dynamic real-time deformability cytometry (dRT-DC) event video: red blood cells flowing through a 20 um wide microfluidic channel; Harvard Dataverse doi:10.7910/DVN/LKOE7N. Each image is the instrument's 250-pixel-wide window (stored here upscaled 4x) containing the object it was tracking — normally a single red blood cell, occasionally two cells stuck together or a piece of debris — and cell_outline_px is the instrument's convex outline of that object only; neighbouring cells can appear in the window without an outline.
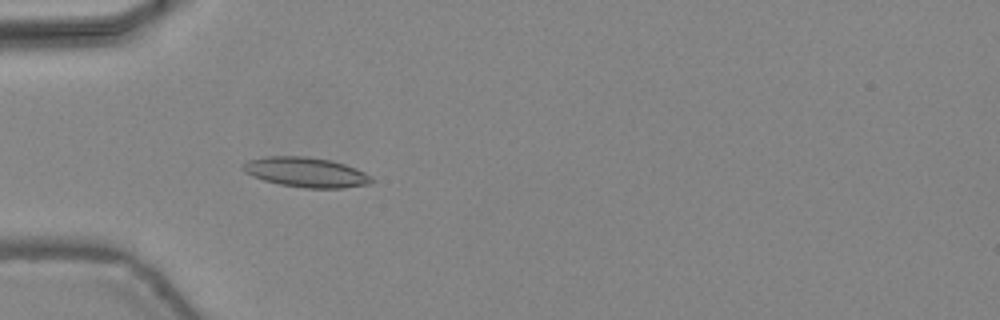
{"species": "common noctule bat (a hibernating species)", "species_latin": "Nyctalus noctula", "temperature_condition": "warm", "stored_images_in_passage": 34, "camera_frame_rate_fps": 3000, "um_per_image_px": 0.085, "animal": {"sex": "female", "body_mass_g": 24.6, "forearm_length_mm": 56.2}, "frame": {"image": 1, "passage_image": 2, "time_ms": 0.333, "image_size_px": [1000, 320], "cell_outline_px": [[376, 180], [368, 184], [344, 188], [304, 188], [280, 184], [264, 180], [252, 176], [244, 172], [240, 168], [248, 160], [264, 156], [308, 156], [332, 160], [356, 168], [372, 176]], "centroid_in_image_um": [26.02, 14.63], "position_along_channel_um": 59.0, "area_um2": 22.6}}
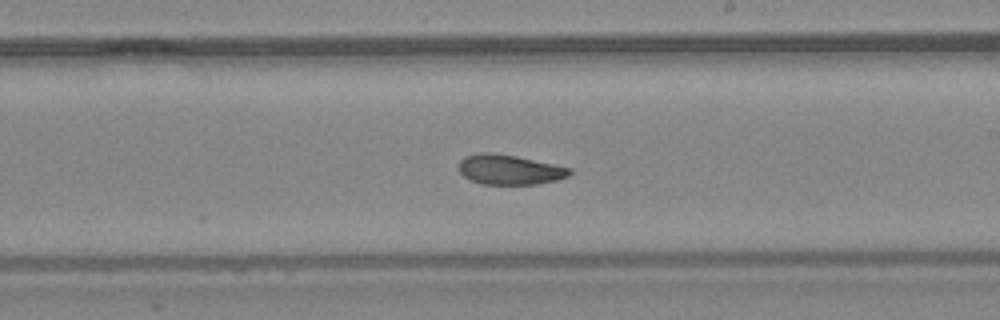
{"frame": {"image": 2, "passage_image": 15, "time_ms": 4.667, "image_size_px": [1000, 320], "cell_outline_px": [[572, 172], [568, 176], [556, 180], [536, 184], [480, 184], [464, 176], [460, 172], [460, 160], [464, 156], [480, 152], [492, 152], [516, 156], [572, 168]], "centroid_in_image_um": [43.31, 14.41], "position_along_channel_um": 245.7, "area_um2": 19.25}}
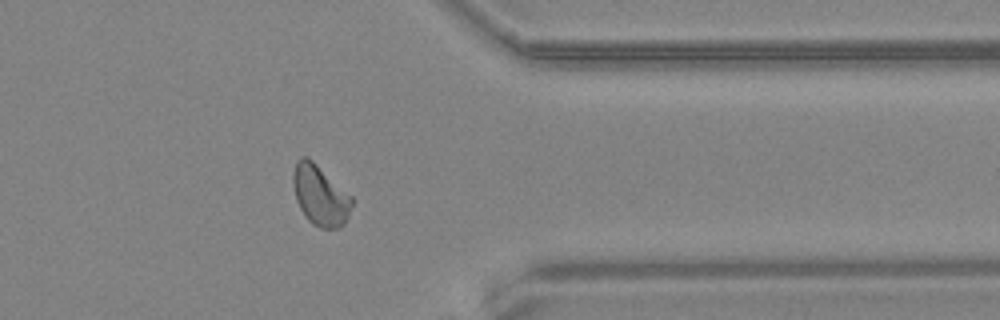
{"frame": {"image": 3, "passage_image": 25, "time_ms": 8.0, "image_size_px": [1000, 320], "cell_outline_px": [[356, 200], [344, 224], [340, 228], [320, 228], [312, 224], [304, 216], [296, 200], [292, 184], [292, 172], [296, 160], [300, 156], [308, 156], [352, 196]], "centroid_in_image_um": [27.21, 16.59], "position_along_channel_um": 384.2, "area_um2": 21.15}, "authors_computed_cell_mechanics": {"area_um2": 19.9699, "velocity_mm_per_s": 4.4484, "shape_relaxation_time_tau1_ms": 8.7436, "shape_relaxation_time_tau2_ms": 3.557, "deformation_change_tau1": 0.1908, "deformation_change_tau2": 0.0989}}